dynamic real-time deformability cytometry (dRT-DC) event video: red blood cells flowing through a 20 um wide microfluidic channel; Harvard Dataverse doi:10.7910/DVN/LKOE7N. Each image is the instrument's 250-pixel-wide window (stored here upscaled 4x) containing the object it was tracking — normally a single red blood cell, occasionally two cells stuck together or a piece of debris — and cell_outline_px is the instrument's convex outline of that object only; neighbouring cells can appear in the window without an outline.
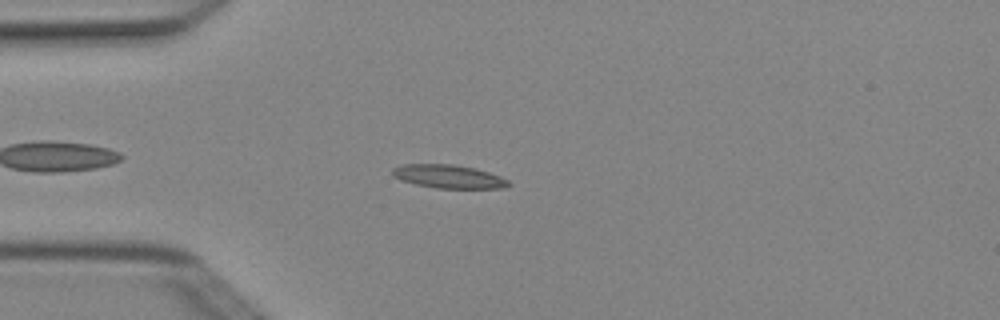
{"species": "Egyptian fruit bat (a non-hibernating species)", "species_latin": "Rousettus aegyptiacus", "temperature_condition": "cold", "stored_images_in_passage": 4, "camera_frame_rate_fps": 3000, "um_per_image_px": 0.085, "animal": {"sex": "female"}, "frame": {"image": 1, "passage_image": 4, "time_ms": 1.0, "image_size_px": [1000, 320], "cell_outline_px": [[512, 184], [504, 188], [436, 188], [416, 184], [400, 180], [392, 176], [392, 168], [404, 164], [452, 164], [476, 168], [500, 176], [508, 180]], "centroid_in_image_um": [38.12, 15.0], "position_along_channel_um": 46.9, "area_um2": 15.9}}